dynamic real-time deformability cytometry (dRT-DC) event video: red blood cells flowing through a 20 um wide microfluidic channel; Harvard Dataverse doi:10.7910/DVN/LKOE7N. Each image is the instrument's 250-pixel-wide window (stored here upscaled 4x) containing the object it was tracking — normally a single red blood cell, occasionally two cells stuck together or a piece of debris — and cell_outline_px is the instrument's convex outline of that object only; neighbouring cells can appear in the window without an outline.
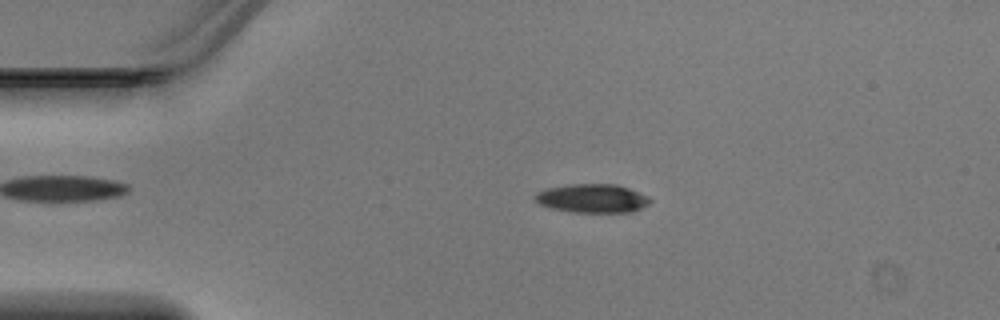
{"species": "Egyptian fruit bat (a non-hibernating species)", "species_latin": "Rousettus aegyptiacus", "temperature_condition": "warm", "stored_images_in_passage": 47, "camera_frame_rate_fps": 3000, "um_per_image_px": 0.085, "animal": {"sex": "male"}, "frame": {"image": 1, "passage_image": 10, "time_ms": 3.0, "image_size_px": [1000, 320], "cell_outline_px": [[652, 200], [648, 204], [632, 212], [572, 212], [552, 208], [540, 204], [532, 196], [536, 192], [544, 188], [572, 184], [616, 184], [628, 188], [648, 196]], "centroid_in_image_um": [50.32, 16.85], "position_along_channel_um": 34.7, "area_um2": 19.25}}
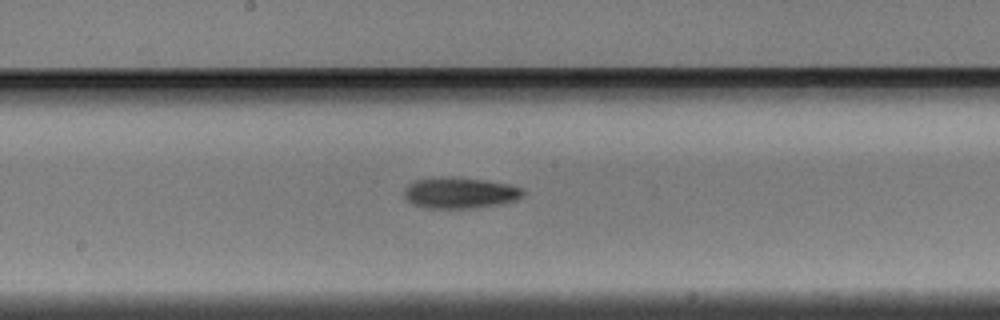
{"frame": {"image": 2, "passage_image": 25, "time_ms": 8.0, "image_size_px": [1000, 320], "cell_outline_px": [[524, 192], [516, 200], [500, 204], [468, 208], [424, 208], [412, 204], [404, 196], [404, 188], [408, 184], [416, 180], [484, 180], [508, 184], [524, 188]], "centroid_in_image_um": [39.11, 16.45], "position_along_channel_um": 209.1, "area_um2": 20.46}}
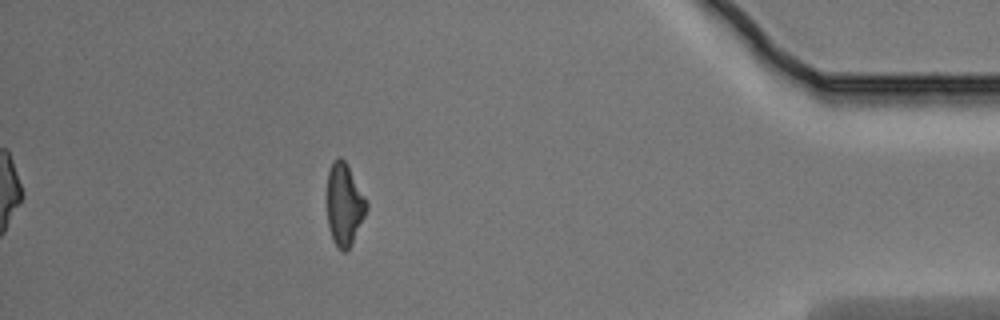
{"frame": {"image": 3, "passage_image": 42, "time_ms": 13.667, "image_size_px": [1000, 320], "cell_outline_px": [[368, 208], [352, 244], [344, 252], [340, 252], [336, 248], [332, 240], [328, 224], [328, 172], [332, 160], [340, 156], [344, 160], [368, 200]], "centroid_in_image_um": [29.28, 17.41], "position_along_channel_um": 405.9, "area_um2": 19.02}}